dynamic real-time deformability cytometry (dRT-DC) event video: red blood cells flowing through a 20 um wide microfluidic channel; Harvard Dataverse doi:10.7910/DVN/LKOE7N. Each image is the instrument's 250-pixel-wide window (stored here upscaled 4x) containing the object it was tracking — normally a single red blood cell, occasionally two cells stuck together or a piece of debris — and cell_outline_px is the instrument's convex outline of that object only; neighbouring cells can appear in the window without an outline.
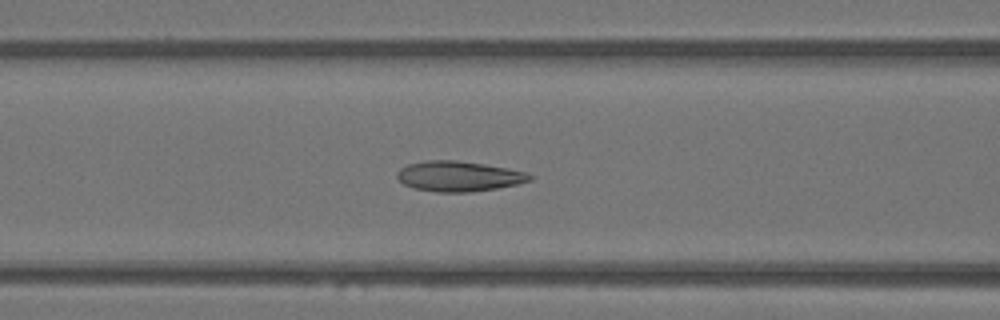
{"species": "Egyptian fruit bat (a non-hibernating species)", "species_latin": "Rousettus aegyptiacus", "temperature_condition": "warm", "stored_images_in_passage": 49, "camera_frame_rate_fps": 3000, "um_per_image_px": 0.085, "animal": {"sex": "female"}, "frame": {"image": 1, "passage_image": 20, "time_ms": 6.333, "image_size_px": [1000, 320], "cell_outline_px": [[532, 180], [516, 184], [496, 188], [472, 192], [436, 192], [412, 188], [404, 184], [396, 176], [396, 172], [400, 168], [408, 164], [428, 160], [456, 160], [484, 164], [508, 168], [528, 172], [532, 176]], "centroid_in_image_um": [38.98, 14.98], "position_along_channel_um": 127.6, "area_um2": 23.47}}
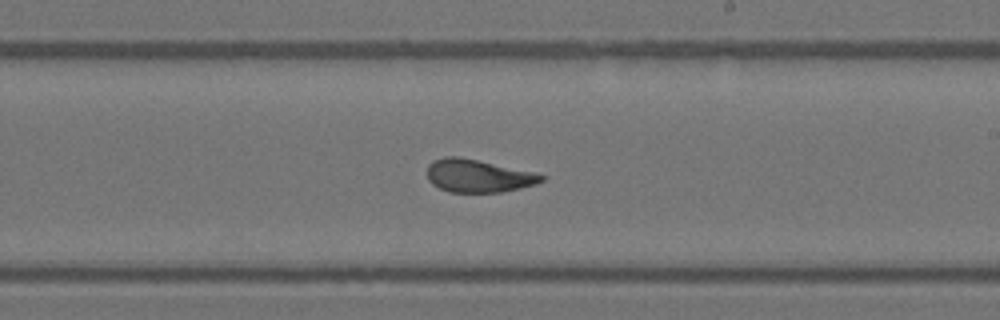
{"frame": {"image": 2, "passage_image": 29, "time_ms": 9.333, "image_size_px": [1000, 320], "cell_outline_px": [[544, 180], [536, 184], [520, 188], [500, 192], [448, 192], [432, 184], [428, 180], [428, 164], [432, 160], [444, 156], [460, 156], [532, 172], [544, 176]], "centroid_in_image_um": [40.59, 14.94], "position_along_channel_um": 248.4, "area_um2": 21.79}}
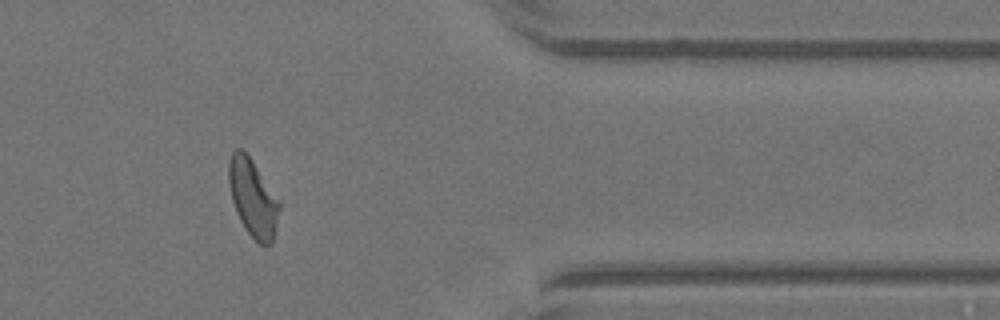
{"frame": {"image": 3, "passage_image": 41, "time_ms": 13.333, "image_size_px": [1000, 320], "cell_outline_px": [[280, 208], [272, 244], [260, 244], [244, 228], [236, 212], [232, 200], [228, 180], [228, 160], [232, 152], [236, 148], [244, 148], [280, 200]], "centroid_in_image_um": [21.49, 16.77], "position_along_channel_um": 389.9, "area_um2": 23.0}, "authors_computed_cell_mechanics": {"area_um2": 23.0622, "velocity_mm_per_s": 4.0301, "shape_relaxation_time_tau1_ms": 6.7753, "shape_relaxation_time_tau2_ms": 1.4353, "deformation_change_tau1": 0.1625, "deformation_change_tau2": 0.0999}}